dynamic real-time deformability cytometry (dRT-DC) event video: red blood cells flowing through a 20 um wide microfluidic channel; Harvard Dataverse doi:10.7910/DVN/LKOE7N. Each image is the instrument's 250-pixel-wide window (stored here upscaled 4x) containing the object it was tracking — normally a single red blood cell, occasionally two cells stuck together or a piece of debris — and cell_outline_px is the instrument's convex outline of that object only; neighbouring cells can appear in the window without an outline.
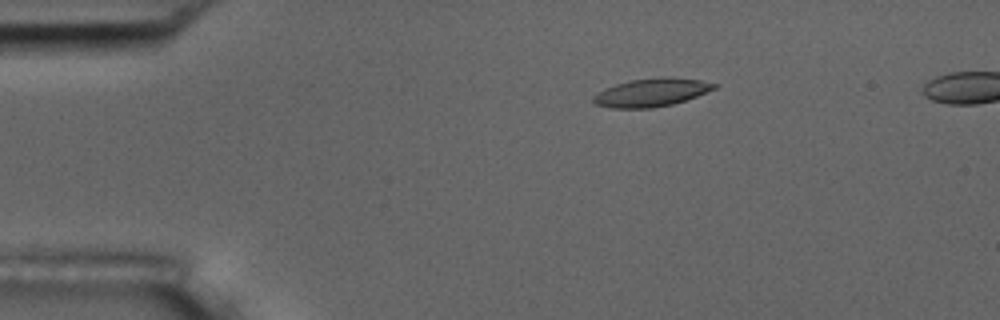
{"species": "common noctule bat (a hibernating species)", "species_latin": "Nyctalus noctula", "temperature_condition": "room temperature", "stored_images_in_passage": 5, "camera_frame_rate_fps": 3000, "um_per_image_px": 0.085, "animal": {"sex": "male", "body_mass_g": 17.5, "forearm_length_mm": 52.3}, "frame": {"image": 1, "passage_image": 3, "time_ms": 2.333, "image_size_px": [1000, 320], "cell_outline_px": [[720, 84], [716, 88], [696, 96], [672, 104], [652, 108], [612, 108], [592, 104], [592, 96], [604, 88], [628, 80], [660, 76], [672, 76], [700, 80]], "centroid_in_image_um": [55.34, 7.84], "position_along_channel_um": 29.7, "area_um2": 20.17}}